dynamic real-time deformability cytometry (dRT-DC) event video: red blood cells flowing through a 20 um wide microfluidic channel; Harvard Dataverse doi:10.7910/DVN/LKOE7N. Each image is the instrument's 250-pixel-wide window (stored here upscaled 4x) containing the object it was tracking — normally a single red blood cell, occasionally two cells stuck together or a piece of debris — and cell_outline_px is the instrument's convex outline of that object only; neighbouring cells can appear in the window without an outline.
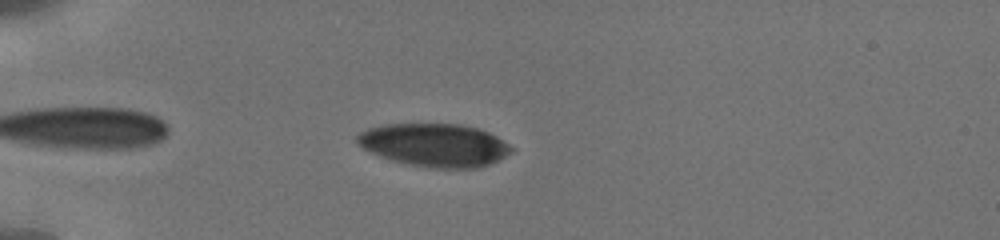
{"species": "human", "species_latin": "Homo sapiens", "temperature_condition": "cold", "stored_images_in_passage": 14, "camera_frame_rate_fps": 3000, "um_per_image_px": 0.085, "donor": {"sex": "male"}, "frame": {"image": 1, "passage_image": 12, "time_ms": 1.667, "image_size_px": [1000, 240], "cell_outline_px": [[516, 148], [512, 152], [488, 164], [476, 168], [428, 168], [408, 164], [392, 160], [380, 156], [356, 144], [356, 136], [360, 132], [368, 128], [384, 124], [460, 124], [476, 128], [488, 132], [496, 136]], "centroid_in_image_um": [36.93, 12.33], "position_along_channel_um": 48.1, "area_um2": 38.67}}